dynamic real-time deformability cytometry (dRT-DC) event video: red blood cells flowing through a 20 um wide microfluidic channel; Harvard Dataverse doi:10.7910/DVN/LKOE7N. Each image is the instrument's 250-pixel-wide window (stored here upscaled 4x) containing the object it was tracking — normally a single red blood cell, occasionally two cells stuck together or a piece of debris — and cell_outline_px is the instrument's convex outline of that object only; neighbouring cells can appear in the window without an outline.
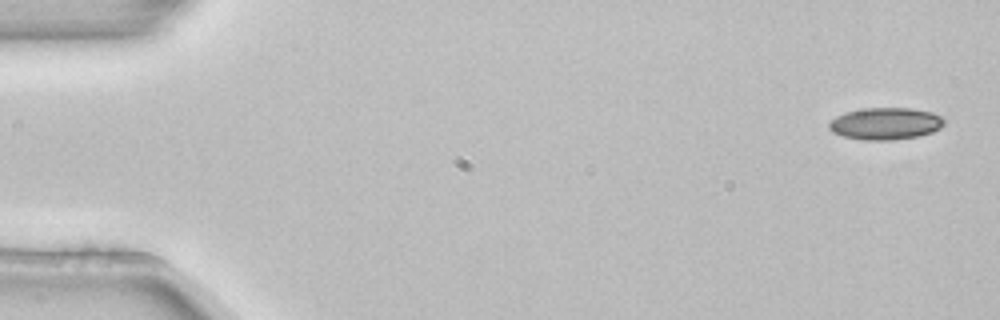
{"species": "common noctule bat (a hibernating species)", "species_latin": "Nyctalus noctula", "temperature_condition": "room temperature", "stored_images_in_passage": 4, "camera_frame_rate_fps": 3000, "um_per_image_px": 0.085, "animal": {"sex": "female", "body_mass_g": 22.7, "forearm_length_mm": 54.2}, "frame": {"image": 1, "passage_image": 1, "time_ms": 0.0, "image_size_px": [1000, 320], "cell_outline_px": [[944, 124], [940, 128], [932, 132], [916, 136], [892, 140], [864, 140], [844, 136], [832, 132], [828, 128], [828, 124], [836, 116], [848, 112], [864, 108], [912, 108], [932, 112], [940, 116], [944, 120]], "centroid_in_image_um": [75.27, 10.5], "position_along_channel_um": 9.7, "area_um2": 21.33}}